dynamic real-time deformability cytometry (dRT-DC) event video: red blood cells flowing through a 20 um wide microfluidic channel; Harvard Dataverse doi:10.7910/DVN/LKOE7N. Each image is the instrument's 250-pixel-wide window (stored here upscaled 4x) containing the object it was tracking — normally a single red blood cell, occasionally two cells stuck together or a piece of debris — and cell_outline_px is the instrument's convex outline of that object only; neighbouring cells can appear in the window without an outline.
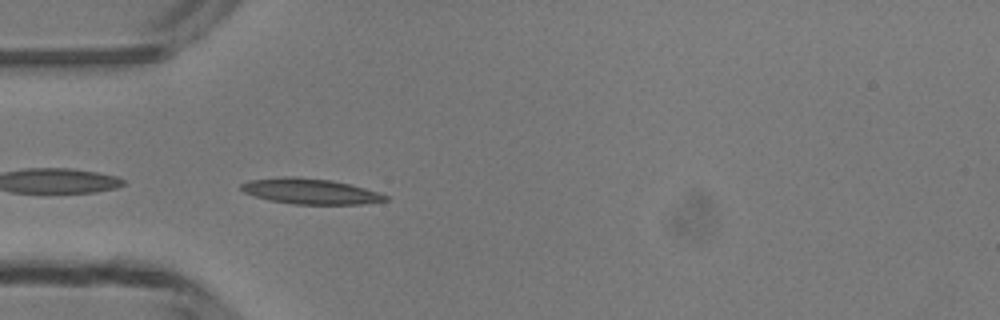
{"species": "common noctule bat (a hibernating species)", "species_latin": "Nyctalus noctula", "temperature_condition": "room temperature", "stored_images_in_passage": 35, "camera_frame_rate_fps": 3000, "um_per_image_px": 0.085, "animal": {"sex": "male", "body_mass_g": 13.3}, "frame": {"image": 1, "passage_image": 1, "time_ms": 0.0, "image_size_px": [1000, 320], "cell_outline_px": [[388, 200], [364, 204], [292, 204], [268, 200], [244, 192], [240, 188], [240, 184], [252, 180], [284, 176], [296, 176], [332, 180], [380, 192], [388, 196]], "centroid_in_image_um": [26.39, 16.26], "position_along_channel_um": 58.6, "area_um2": 21.44}}
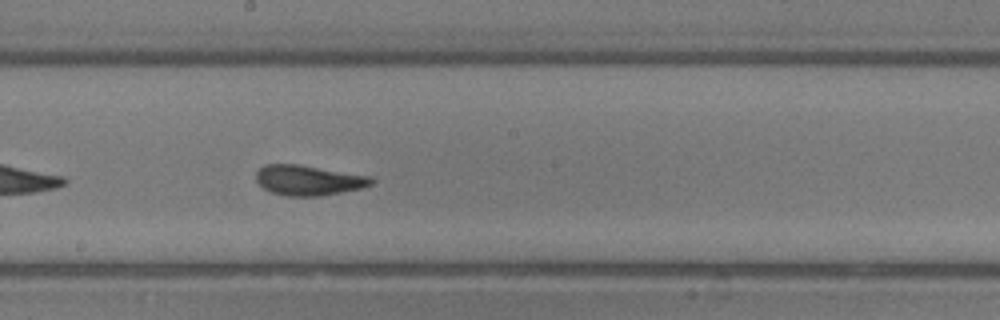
{"frame": {"image": 2, "passage_image": 13, "time_ms": 4.0, "image_size_px": [1000, 320], "cell_outline_px": [[372, 184], [360, 188], [320, 196], [288, 196], [272, 192], [264, 188], [256, 180], [256, 172], [264, 164], [300, 164], [372, 176]], "centroid_in_image_um": [26.21, 15.3], "position_along_channel_um": 222.0, "area_um2": 20.17}}
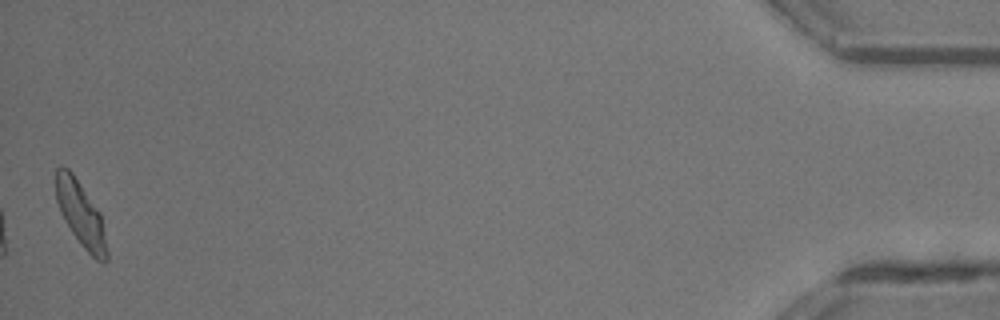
{"frame": {"image": 3, "passage_image": 35, "time_ms": 11.333, "image_size_px": [1000, 320], "cell_outline_px": [[108, 260], [104, 264], [96, 260], [80, 244], [64, 220], [60, 212], [56, 200], [56, 168], [60, 164], [68, 168], [72, 172], [100, 212], [108, 252]], "centroid_in_image_um": [6.86, 18.21], "position_along_channel_um": 428.3, "area_um2": 19.31}, "authors_computed_cell_mechanics": {"area_um2": 19.9988, "velocity_mm_per_s": 4.1712, "shape_relaxation_time_tau1_ms": 3.7233, "shape_relaxation_time_tau2_ms": 1.3679, "deformation_change_tau1": 0.1557, "deformation_change_tau2": 0.0741}}